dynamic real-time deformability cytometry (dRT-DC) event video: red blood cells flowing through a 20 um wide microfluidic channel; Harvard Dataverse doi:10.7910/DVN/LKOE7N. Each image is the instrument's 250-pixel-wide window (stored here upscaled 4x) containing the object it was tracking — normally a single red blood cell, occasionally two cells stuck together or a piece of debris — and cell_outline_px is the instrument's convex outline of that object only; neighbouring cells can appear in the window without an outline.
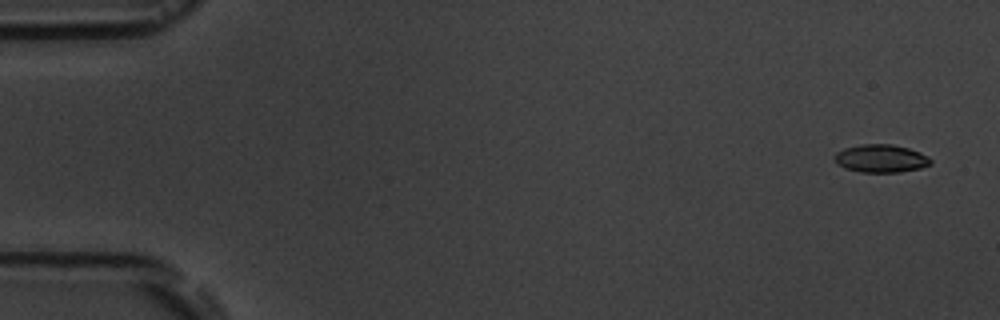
{"species": "common noctule bat (a hibernating species)", "species_latin": "Nyctalus noctula", "temperature_condition": "room temperature", "stored_images_in_passage": 5, "camera_frame_rate_fps": 3000, "um_per_image_px": 0.085, "animal": {"sex": "male", "body_mass_g": 19.5, "forearm_length_mm": 54.6}, "frame": {"image": 1, "passage_image": 1, "time_ms": 0.0, "image_size_px": [1000, 320], "cell_outline_px": [[932, 164], [920, 168], [900, 172], [860, 172], [844, 168], [836, 164], [832, 156], [836, 152], [844, 148], [860, 144], [892, 144], [908, 148], [920, 152], [928, 156], [932, 160]], "centroid_in_image_um": [74.85, 13.47], "position_along_channel_um": 10.2, "area_um2": 15.9}}
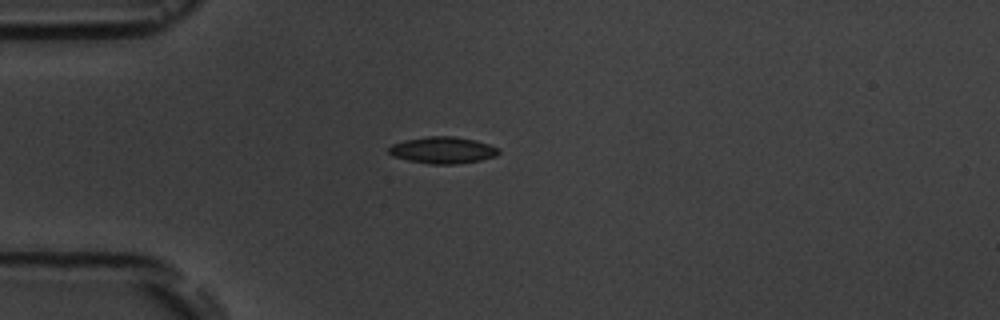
{"frame": {"image": 2, "passage_image": 5, "time_ms": 4.333, "image_size_px": [1000, 320], "cell_outline_px": [[500, 152], [496, 156], [480, 160], [456, 164], [432, 164], [408, 160], [392, 156], [388, 152], [388, 148], [392, 144], [404, 140], [428, 136], [452, 136], [476, 140], [500, 148]], "centroid_in_image_um": [37.64, 12.76], "position_along_channel_um": 47.4, "area_um2": 17.11}}